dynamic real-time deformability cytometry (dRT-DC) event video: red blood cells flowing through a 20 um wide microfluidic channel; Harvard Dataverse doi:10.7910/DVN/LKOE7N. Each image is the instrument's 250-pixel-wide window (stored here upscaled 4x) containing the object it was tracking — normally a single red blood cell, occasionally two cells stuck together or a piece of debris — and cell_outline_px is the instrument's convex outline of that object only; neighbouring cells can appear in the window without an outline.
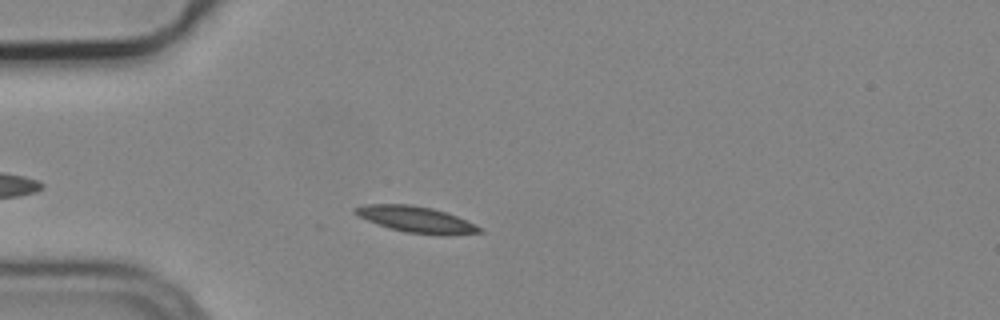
{"species": "common noctule bat (a hibernating species)", "species_latin": "Nyctalus noctula", "temperature_condition": "cold", "stored_images_in_passage": 3, "camera_frame_rate_fps": 3000, "um_per_image_px": 0.085, "animal": {"sex": "male", "body_mass_g": 19.2, "forearm_length_mm": 51.8}, "frame": {"image": 1, "passage_image": 2, "time_ms": 0.333, "image_size_px": [1000, 320], "cell_outline_px": [[484, 232], [444, 236], [404, 232], [388, 228], [368, 220], [352, 212], [352, 208], [364, 204], [412, 204], [432, 208], [456, 216], [476, 224], [484, 228]], "centroid_in_image_um": [35.4, 18.66], "position_along_channel_um": 49.6, "area_um2": 19.19}}